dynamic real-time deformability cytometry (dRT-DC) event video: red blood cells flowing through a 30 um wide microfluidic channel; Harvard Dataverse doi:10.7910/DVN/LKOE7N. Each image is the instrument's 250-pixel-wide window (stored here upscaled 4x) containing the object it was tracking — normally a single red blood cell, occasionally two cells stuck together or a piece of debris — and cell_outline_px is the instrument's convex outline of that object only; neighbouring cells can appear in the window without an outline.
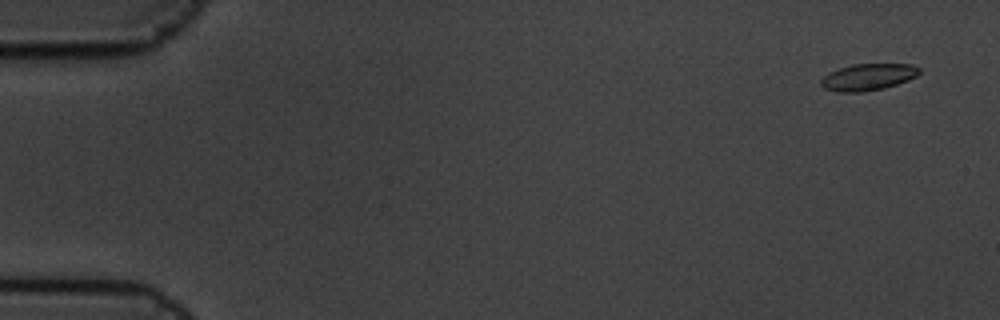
{"species": "common noctule bat (a hibernating species)", "species_latin": "Nyctalus noctula", "temperature_condition": "cold", "stored_images_in_passage": 8, "camera_frame_rate_fps": 3000, "um_per_image_px": 0.085, "animal": {"sex": "male", "body_mass_g": 19.5, "forearm_length_mm": 54.6}, "frame": {"image": 1, "passage_image": 2, "time_ms": 0.333, "image_size_px": [1000, 320], "cell_outline_px": [[920, 72], [916, 76], [908, 80], [884, 88], [860, 92], [840, 92], [824, 88], [820, 84], [820, 80], [828, 72], [852, 64], [912, 64], [920, 68]], "centroid_in_image_um": [73.77, 6.54], "position_along_channel_um": 11.2, "area_um2": 15.26}}
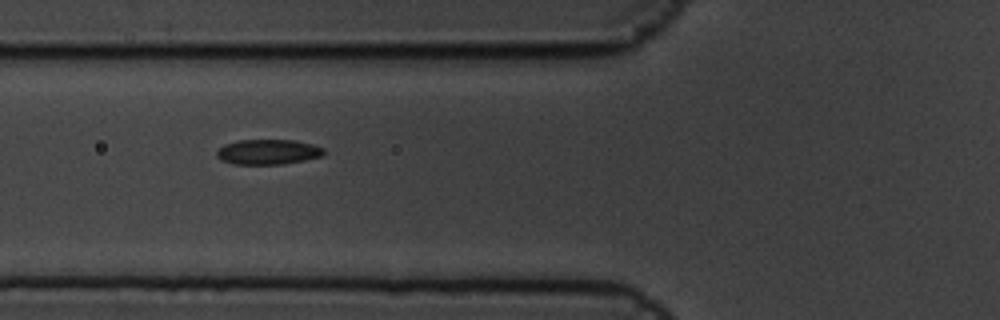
{"frame": {"image": 2, "passage_image": 7, "time_ms": 2.0, "image_size_px": [1000, 320], "cell_outline_px": [[324, 156], [284, 164], [232, 164], [220, 160], [216, 156], [216, 152], [224, 144], [236, 140], [296, 140], [312, 144], [324, 148]], "centroid_in_image_um": [22.77, 12.91], "position_along_channel_um": 103.0, "area_um2": 15.84}}
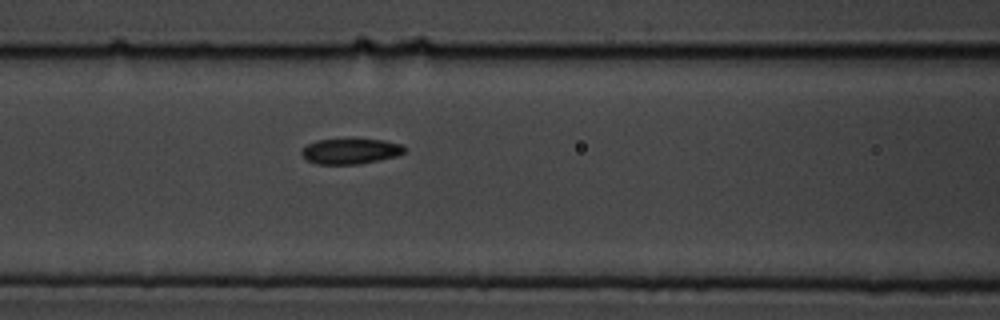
{"frame": {"image": 3, "passage_image": 8, "time_ms": 2.333, "image_size_px": [1000, 320], "cell_outline_px": [[404, 152], [396, 156], [356, 164], [316, 164], [308, 160], [300, 152], [308, 144], [316, 140], [384, 140], [400, 144], [404, 148]], "centroid_in_image_um": [29.76, 12.86], "position_along_channel_um": 136.8, "area_um2": 14.74}}